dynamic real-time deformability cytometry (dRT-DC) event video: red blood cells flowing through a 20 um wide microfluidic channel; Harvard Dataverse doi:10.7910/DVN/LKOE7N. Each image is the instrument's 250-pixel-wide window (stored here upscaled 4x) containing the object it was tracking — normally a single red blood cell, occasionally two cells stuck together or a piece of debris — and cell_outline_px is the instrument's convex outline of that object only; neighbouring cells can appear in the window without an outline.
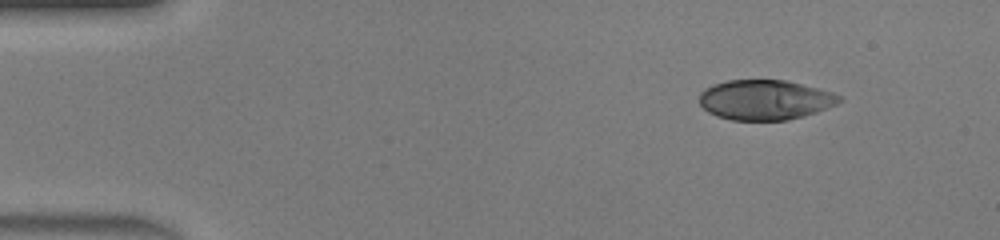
{"species": "human", "species_latin": "Homo sapiens", "temperature_condition": "warm", "stored_images_in_passage": 42, "camera_frame_rate_fps": 3000, "um_per_image_px": 0.085, "donor": {"sex": "male"}, "frame": {"image": 1, "passage_image": 1, "time_ms": 0.0, "image_size_px": [1000, 240], "cell_outline_px": [[844, 100], [836, 104], [816, 112], [804, 116], [788, 120], [732, 120], [716, 116], [708, 112], [700, 104], [700, 92], [716, 84], [728, 80], [784, 80], [832, 92], [840, 96]], "centroid_in_image_um": [65.03, 8.5], "position_along_channel_um": 20.0, "area_um2": 32.31}}
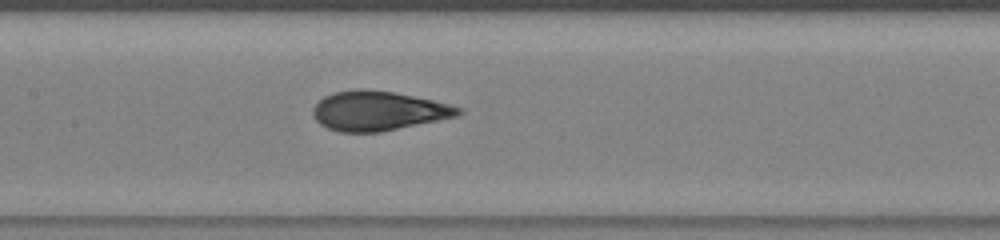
{"frame": {"image": 2, "passage_image": 18, "time_ms": 5.667, "image_size_px": [1000, 240], "cell_outline_px": [[464, 112], [456, 116], [380, 132], [340, 132], [328, 128], [320, 124], [316, 120], [312, 112], [312, 108], [324, 96], [332, 92], [356, 88], [364, 88], [392, 92], [432, 100], [464, 108]], "centroid_in_image_um": [32.11, 9.41], "position_along_channel_um": 175.3, "area_um2": 33.29}}
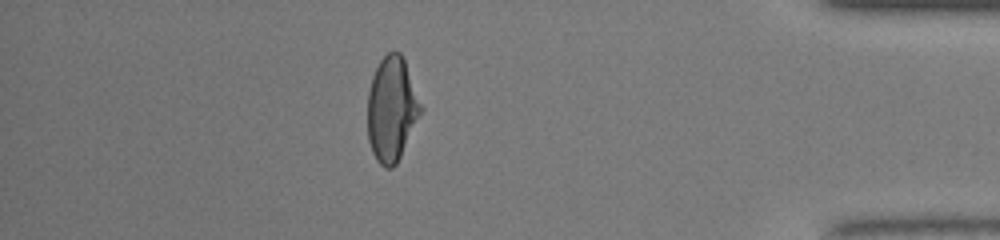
{"frame": {"image": 3, "passage_image": 36, "time_ms": 11.667, "image_size_px": [1000, 240], "cell_outline_px": [[424, 108], [396, 164], [392, 168], [384, 168], [376, 160], [372, 152], [368, 140], [368, 92], [372, 76], [380, 60], [388, 52], [400, 52], [404, 60]], "centroid_in_image_um": [33.3, 9.28], "position_along_channel_um": 401.9, "area_um2": 32.37}, "authors_computed_cell_mechanics": {"area_um2": 33.0616, "velocity_mm_per_s": 4.4599, "shape_relaxation_time_tau1_ms": 5.478, "shape_relaxation_time_tau2_ms": null, "deformation_change_tau1": 0.2513, "deformation_change_tau2": null}}